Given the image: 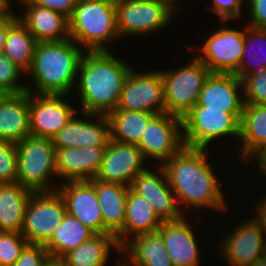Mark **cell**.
Listing matches in <instances>:
<instances>
[{
	"label": "cell",
	"mask_w": 266,
	"mask_h": 266,
	"mask_svg": "<svg viewBox=\"0 0 266 266\" xmlns=\"http://www.w3.org/2000/svg\"><path fill=\"white\" fill-rule=\"evenodd\" d=\"M141 150L132 144L110 140L94 179L131 186L136 175L147 168Z\"/></svg>",
	"instance_id": "obj_16"
},
{
	"label": "cell",
	"mask_w": 266,
	"mask_h": 266,
	"mask_svg": "<svg viewBox=\"0 0 266 266\" xmlns=\"http://www.w3.org/2000/svg\"><path fill=\"white\" fill-rule=\"evenodd\" d=\"M195 106L232 113L240 121L244 107L241 79L232 73H210Z\"/></svg>",
	"instance_id": "obj_19"
},
{
	"label": "cell",
	"mask_w": 266,
	"mask_h": 266,
	"mask_svg": "<svg viewBox=\"0 0 266 266\" xmlns=\"http://www.w3.org/2000/svg\"><path fill=\"white\" fill-rule=\"evenodd\" d=\"M66 213L64 198L58 190L33 192L25 208L21 234L29 244L45 245Z\"/></svg>",
	"instance_id": "obj_9"
},
{
	"label": "cell",
	"mask_w": 266,
	"mask_h": 266,
	"mask_svg": "<svg viewBox=\"0 0 266 266\" xmlns=\"http://www.w3.org/2000/svg\"><path fill=\"white\" fill-rule=\"evenodd\" d=\"M241 222V223H240ZM228 229L221 237L217 251L229 266H251L264 256L266 236L260 225L249 216ZM220 245V246H219ZM222 255V256H221Z\"/></svg>",
	"instance_id": "obj_13"
},
{
	"label": "cell",
	"mask_w": 266,
	"mask_h": 266,
	"mask_svg": "<svg viewBox=\"0 0 266 266\" xmlns=\"http://www.w3.org/2000/svg\"><path fill=\"white\" fill-rule=\"evenodd\" d=\"M244 104H266V69L241 79Z\"/></svg>",
	"instance_id": "obj_36"
},
{
	"label": "cell",
	"mask_w": 266,
	"mask_h": 266,
	"mask_svg": "<svg viewBox=\"0 0 266 266\" xmlns=\"http://www.w3.org/2000/svg\"><path fill=\"white\" fill-rule=\"evenodd\" d=\"M132 67L112 51H86L75 86L80 96L79 112L107 115L116 109Z\"/></svg>",
	"instance_id": "obj_2"
},
{
	"label": "cell",
	"mask_w": 266,
	"mask_h": 266,
	"mask_svg": "<svg viewBox=\"0 0 266 266\" xmlns=\"http://www.w3.org/2000/svg\"><path fill=\"white\" fill-rule=\"evenodd\" d=\"M246 9L249 10L247 26L266 29V0H246Z\"/></svg>",
	"instance_id": "obj_40"
},
{
	"label": "cell",
	"mask_w": 266,
	"mask_h": 266,
	"mask_svg": "<svg viewBox=\"0 0 266 266\" xmlns=\"http://www.w3.org/2000/svg\"><path fill=\"white\" fill-rule=\"evenodd\" d=\"M107 146L56 149V172L59 183L94 179ZM63 179V180H62Z\"/></svg>",
	"instance_id": "obj_21"
},
{
	"label": "cell",
	"mask_w": 266,
	"mask_h": 266,
	"mask_svg": "<svg viewBox=\"0 0 266 266\" xmlns=\"http://www.w3.org/2000/svg\"><path fill=\"white\" fill-rule=\"evenodd\" d=\"M136 146L146 162L155 160L157 166H162L184 146L182 118L168 113L156 114Z\"/></svg>",
	"instance_id": "obj_12"
},
{
	"label": "cell",
	"mask_w": 266,
	"mask_h": 266,
	"mask_svg": "<svg viewBox=\"0 0 266 266\" xmlns=\"http://www.w3.org/2000/svg\"><path fill=\"white\" fill-rule=\"evenodd\" d=\"M65 96L29 93L31 135L52 139L79 112Z\"/></svg>",
	"instance_id": "obj_14"
},
{
	"label": "cell",
	"mask_w": 266,
	"mask_h": 266,
	"mask_svg": "<svg viewBox=\"0 0 266 266\" xmlns=\"http://www.w3.org/2000/svg\"><path fill=\"white\" fill-rule=\"evenodd\" d=\"M154 113L114 109L106 115L110 140L137 145Z\"/></svg>",
	"instance_id": "obj_30"
},
{
	"label": "cell",
	"mask_w": 266,
	"mask_h": 266,
	"mask_svg": "<svg viewBox=\"0 0 266 266\" xmlns=\"http://www.w3.org/2000/svg\"><path fill=\"white\" fill-rule=\"evenodd\" d=\"M188 60L176 70H160L166 113L180 118L197 104L204 82L211 73L196 56Z\"/></svg>",
	"instance_id": "obj_7"
},
{
	"label": "cell",
	"mask_w": 266,
	"mask_h": 266,
	"mask_svg": "<svg viewBox=\"0 0 266 266\" xmlns=\"http://www.w3.org/2000/svg\"><path fill=\"white\" fill-rule=\"evenodd\" d=\"M37 41L18 19L7 31L2 52L25 73L33 61Z\"/></svg>",
	"instance_id": "obj_32"
},
{
	"label": "cell",
	"mask_w": 266,
	"mask_h": 266,
	"mask_svg": "<svg viewBox=\"0 0 266 266\" xmlns=\"http://www.w3.org/2000/svg\"><path fill=\"white\" fill-rule=\"evenodd\" d=\"M240 160L249 158L266 143V104H244L240 120Z\"/></svg>",
	"instance_id": "obj_28"
},
{
	"label": "cell",
	"mask_w": 266,
	"mask_h": 266,
	"mask_svg": "<svg viewBox=\"0 0 266 266\" xmlns=\"http://www.w3.org/2000/svg\"><path fill=\"white\" fill-rule=\"evenodd\" d=\"M252 159V160H251ZM257 163V168H258V176L260 177H265L266 176V143L259 148L246 162V165L250 162L253 161Z\"/></svg>",
	"instance_id": "obj_43"
},
{
	"label": "cell",
	"mask_w": 266,
	"mask_h": 266,
	"mask_svg": "<svg viewBox=\"0 0 266 266\" xmlns=\"http://www.w3.org/2000/svg\"><path fill=\"white\" fill-rule=\"evenodd\" d=\"M16 145L17 183L31 192L58 189L56 148L51 139L29 135ZM55 177V179H53ZM57 184L54 185V181Z\"/></svg>",
	"instance_id": "obj_5"
},
{
	"label": "cell",
	"mask_w": 266,
	"mask_h": 266,
	"mask_svg": "<svg viewBox=\"0 0 266 266\" xmlns=\"http://www.w3.org/2000/svg\"><path fill=\"white\" fill-rule=\"evenodd\" d=\"M191 217L187 218V215H184L178 220L163 221L157 229L173 266H198L199 261L203 259L200 256L201 247L197 240V229L191 223L194 217Z\"/></svg>",
	"instance_id": "obj_18"
},
{
	"label": "cell",
	"mask_w": 266,
	"mask_h": 266,
	"mask_svg": "<svg viewBox=\"0 0 266 266\" xmlns=\"http://www.w3.org/2000/svg\"><path fill=\"white\" fill-rule=\"evenodd\" d=\"M57 190L64 198L68 214L76 217L94 234L103 233L101 208L91 181L59 183Z\"/></svg>",
	"instance_id": "obj_20"
},
{
	"label": "cell",
	"mask_w": 266,
	"mask_h": 266,
	"mask_svg": "<svg viewBox=\"0 0 266 266\" xmlns=\"http://www.w3.org/2000/svg\"><path fill=\"white\" fill-rule=\"evenodd\" d=\"M209 156L208 149L183 146L162 165L178 205L185 215L190 208H194L196 214L197 210L205 208L209 211L214 209L215 213L217 210L222 213L228 211L227 194L222 191V180L216 175L217 171L214 170Z\"/></svg>",
	"instance_id": "obj_1"
},
{
	"label": "cell",
	"mask_w": 266,
	"mask_h": 266,
	"mask_svg": "<svg viewBox=\"0 0 266 266\" xmlns=\"http://www.w3.org/2000/svg\"><path fill=\"white\" fill-rule=\"evenodd\" d=\"M162 222L152 204L129 188L124 226L115 237L121 247L131 237L157 231Z\"/></svg>",
	"instance_id": "obj_24"
},
{
	"label": "cell",
	"mask_w": 266,
	"mask_h": 266,
	"mask_svg": "<svg viewBox=\"0 0 266 266\" xmlns=\"http://www.w3.org/2000/svg\"><path fill=\"white\" fill-rule=\"evenodd\" d=\"M260 197L255 199L257 202H254L252 211L255 210L256 214L253 213L251 217L260 225L266 236V194Z\"/></svg>",
	"instance_id": "obj_42"
},
{
	"label": "cell",
	"mask_w": 266,
	"mask_h": 266,
	"mask_svg": "<svg viewBox=\"0 0 266 266\" xmlns=\"http://www.w3.org/2000/svg\"><path fill=\"white\" fill-rule=\"evenodd\" d=\"M94 233L76 217L66 213L63 221L44 245L51 259H60L67 252L76 249Z\"/></svg>",
	"instance_id": "obj_31"
},
{
	"label": "cell",
	"mask_w": 266,
	"mask_h": 266,
	"mask_svg": "<svg viewBox=\"0 0 266 266\" xmlns=\"http://www.w3.org/2000/svg\"><path fill=\"white\" fill-rule=\"evenodd\" d=\"M85 50L72 39L37 42L33 61L25 75L33 80L26 91L35 94H74L78 69ZM35 88V89H34ZM74 91V92H73Z\"/></svg>",
	"instance_id": "obj_3"
},
{
	"label": "cell",
	"mask_w": 266,
	"mask_h": 266,
	"mask_svg": "<svg viewBox=\"0 0 266 266\" xmlns=\"http://www.w3.org/2000/svg\"><path fill=\"white\" fill-rule=\"evenodd\" d=\"M154 167L157 171L146 168L138 173L130 188L152 204L156 215L162 221L178 220L185 214L178 205L176 196L168 183L164 168L157 165Z\"/></svg>",
	"instance_id": "obj_15"
},
{
	"label": "cell",
	"mask_w": 266,
	"mask_h": 266,
	"mask_svg": "<svg viewBox=\"0 0 266 266\" xmlns=\"http://www.w3.org/2000/svg\"><path fill=\"white\" fill-rule=\"evenodd\" d=\"M115 7L120 38L134 39L168 28L181 6L174 1L117 0Z\"/></svg>",
	"instance_id": "obj_6"
},
{
	"label": "cell",
	"mask_w": 266,
	"mask_h": 266,
	"mask_svg": "<svg viewBox=\"0 0 266 266\" xmlns=\"http://www.w3.org/2000/svg\"><path fill=\"white\" fill-rule=\"evenodd\" d=\"M24 7L18 19L37 42L62 41L69 38L68 18L63 14L32 3L19 0Z\"/></svg>",
	"instance_id": "obj_22"
},
{
	"label": "cell",
	"mask_w": 266,
	"mask_h": 266,
	"mask_svg": "<svg viewBox=\"0 0 266 266\" xmlns=\"http://www.w3.org/2000/svg\"><path fill=\"white\" fill-rule=\"evenodd\" d=\"M120 246L111 233L92 235L76 249L63 255L59 260L64 266H106L110 261L111 251L120 254Z\"/></svg>",
	"instance_id": "obj_27"
},
{
	"label": "cell",
	"mask_w": 266,
	"mask_h": 266,
	"mask_svg": "<svg viewBox=\"0 0 266 266\" xmlns=\"http://www.w3.org/2000/svg\"><path fill=\"white\" fill-rule=\"evenodd\" d=\"M121 254L133 266H173L158 231L131 237L121 246Z\"/></svg>",
	"instance_id": "obj_26"
},
{
	"label": "cell",
	"mask_w": 266,
	"mask_h": 266,
	"mask_svg": "<svg viewBox=\"0 0 266 266\" xmlns=\"http://www.w3.org/2000/svg\"><path fill=\"white\" fill-rule=\"evenodd\" d=\"M26 74L3 52H0V89L8 94H18L26 91V84L20 78Z\"/></svg>",
	"instance_id": "obj_34"
},
{
	"label": "cell",
	"mask_w": 266,
	"mask_h": 266,
	"mask_svg": "<svg viewBox=\"0 0 266 266\" xmlns=\"http://www.w3.org/2000/svg\"><path fill=\"white\" fill-rule=\"evenodd\" d=\"M120 258V260L118 261V259H117V262L118 263H116V265H114V266H133L131 263H129L128 261L126 262L125 261V258H123L122 260H121V257H119Z\"/></svg>",
	"instance_id": "obj_48"
},
{
	"label": "cell",
	"mask_w": 266,
	"mask_h": 266,
	"mask_svg": "<svg viewBox=\"0 0 266 266\" xmlns=\"http://www.w3.org/2000/svg\"><path fill=\"white\" fill-rule=\"evenodd\" d=\"M8 95L7 92H5L4 90L0 89V104L1 102L5 99V97Z\"/></svg>",
	"instance_id": "obj_49"
},
{
	"label": "cell",
	"mask_w": 266,
	"mask_h": 266,
	"mask_svg": "<svg viewBox=\"0 0 266 266\" xmlns=\"http://www.w3.org/2000/svg\"><path fill=\"white\" fill-rule=\"evenodd\" d=\"M184 146L209 149L210 144L222 137H240V121L222 110L194 106L182 118Z\"/></svg>",
	"instance_id": "obj_8"
},
{
	"label": "cell",
	"mask_w": 266,
	"mask_h": 266,
	"mask_svg": "<svg viewBox=\"0 0 266 266\" xmlns=\"http://www.w3.org/2000/svg\"><path fill=\"white\" fill-rule=\"evenodd\" d=\"M251 266H266V257L263 256L260 259L256 260Z\"/></svg>",
	"instance_id": "obj_47"
},
{
	"label": "cell",
	"mask_w": 266,
	"mask_h": 266,
	"mask_svg": "<svg viewBox=\"0 0 266 266\" xmlns=\"http://www.w3.org/2000/svg\"><path fill=\"white\" fill-rule=\"evenodd\" d=\"M18 20V18H8L0 20V52H2L8 29Z\"/></svg>",
	"instance_id": "obj_45"
},
{
	"label": "cell",
	"mask_w": 266,
	"mask_h": 266,
	"mask_svg": "<svg viewBox=\"0 0 266 266\" xmlns=\"http://www.w3.org/2000/svg\"><path fill=\"white\" fill-rule=\"evenodd\" d=\"M29 135V92L8 94L0 104V140L17 144Z\"/></svg>",
	"instance_id": "obj_23"
},
{
	"label": "cell",
	"mask_w": 266,
	"mask_h": 266,
	"mask_svg": "<svg viewBox=\"0 0 266 266\" xmlns=\"http://www.w3.org/2000/svg\"><path fill=\"white\" fill-rule=\"evenodd\" d=\"M155 1H173V0H155Z\"/></svg>",
	"instance_id": "obj_51"
},
{
	"label": "cell",
	"mask_w": 266,
	"mask_h": 266,
	"mask_svg": "<svg viewBox=\"0 0 266 266\" xmlns=\"http://www.w3.org/2000/svg\"><path fill=\"white\" fill-rule=\"evenodd\" d=\"M245 25V47L239 68L234 73L240 79L266 69V29Z\"/></svg>",
	"instance_id": "obj_33"
},
{
	"label": "cell",
	"mask_w": 266,
	"mask_h": 266,
	"mask_svg": "<svg viewBox=\"0 0 266 266\" xmlns=\"http://www.w3.org/2000/svg\"><path fill=\"white\" fill-rule=\"evenodd\" d=\"M78 113L51 139L56 149L107 146L110 141L106 115ZM94 120V121H93Z\"/></svg>",
	"instance_id": "obj_17"
},
{
	"label": "cell",
	"mask_w": 266,
	"mask_h": 266,
	"mask_svg": "<svg viewBox=\"0 0 266 266\" xmlns=\"http://www.w3.org/2000/svg\"><path fill=\"white\" fill-rule=\"evenodd\" d=\"M221 24L197 47L199 54L196 57L211 73L234 74L245 47V29L228 27L227 21H221Z\"/></svg>",
	"instance_id": "obj_10"
},
{
	"label": "cell",
	"mask_w": 266,
	"mask_h": 266,
	"mask_svg": "<svg viewBox=\"0 0 266 266\" xmlns=\"http://www.w3.org/2000/svg\"><path fill=\"white\" fill-rule=\"evenodd\" d=\"M107 1H110V2H116L117 0H107Z\"/></svg>",
	"instance_id": "obj_52"
},
{
	"label": "cell",
	"mask_w": 266,
	"mask_h": 266,
	"mask_svg": "<svg viewBox=\"0 0 266 266\" xmlns=\"http://www.w3.org/2000/svg\"><path fill=\"white\" fill-rule=\"evenodd\" d=\"M49 259L44 245L28 244L12 266H44Z\"/></svg>",
	"instance_id": "obj_39"
},
{
	"label": "cell",
	"mask_w": 266,
	"mask_h": 266,
	"mask_svg": "<svg viewBox=\"0 0 266 266\" xmlns=\"http://www.w3.org/2000/svg\"><path fill=\"white\" fill-rule=\"evenodd\" d=\"M13 183H17L16 145L0 140V184Z\"/></svg>",
	"instance_id": "obj_37"
},
{
	"label": "cell",
	"mask_w": 266,
	"mask_h": 266,
	"mask_svg": "<svg viewBox=\"0 0 266 266\" xmlns=\"http://www.w3.org/2000/svg\"><path fill=\"white\" fill-rule=\"evenodd\" d=\"M264 256L266 257V242H265Z\"/></svg>",
	"instance_id": "obj_50"
},
{
	"label": "cell",
	"mask_w": 266,
	"mask_h": 266,
	"mask_svg": "<svg viewBox=\"0 0 266 266\" xmlns=\"http://www.w3.org/2000/svg\"><path fill=\"white\" fill-rule=\"evenodd\" d=\"M44 266H64L59 259H49Z\"/></svg>",
	"instance_id": "obj_46"
},
{
	"label": "cell",
	"mask_w": 266,
	"mask_h": 266,
	"mask_svg": "<svg viewBox=\"0 0 266 266\" xmlns=\"http://www.w3.org/2000/svg\"><path fill=\"white\" fill-rule=\"evenodd\" d=\"M68 22L69 38L85 51H110V45L121 39L115 2L78 0Z\"/></svg>",
	"instance_id": "obj_4"
},
{
	"label": "cell",
	"mask_w": 266,
	"mask_h": 266,
	"mask_svg": "<svg viewBox=\"0 0 266 266\" xmlns=\"http://www.w3.org/2000/svg\"><path fill=\"white\" fill-rule=\"evenodd\" d=\"M32 3L59 12L68 19L78 0H30Z\"/></svg>",
	"instance_id": "obj_41"
},
{
	"label": "cell",
	"mask_w": 266,
	"mask_h": 266,
	"mask_svg": "<svg viewBox=\"0 0 266 266\" xmlns=\"http://www.w3.org/2000/svg\"><path fill=\"white\" fill-rule=\"evenodd\" d=\"M245 2V0H212L211 5L207 4L206 8L218 16V21L234 22L239 21L241 17L245 20V16L242 15Z\"/></svg>",
	"instance_id": "obj_38"
},
{
	"label": "cell",
	"mask_w": 266,
	"mask_h": 266,
	"mask_svg": "<svg viewBox=\"0 0 266 266\" xmlns=\"http://www.w3.org/2000/svg\"><path fill=\"white\" fill-rule=\"evenodd\" d=\"M94 186L103 218V233L116 236L124 226L125 207L130 186L90 180Z\"/></svg>",
	"instance_id": "obj_25"
},
{
	"label": "cell",
	"mask_w": 266,
	"mask_h": 266,
	"mask_svg": "<svg viewBox=\"0 0 266 266\" xmlns=\"http://www.w3.org/2000/svg\"><path fill=\"white\" fill-rule=\"evenodd\" d=\"M32 193L20 183L0 185V231L21 233L25 208Z\"/></svg>",
	"instance_id": "obj_29"
},
{
	"label": "cell",
	"mask_w": 266,
	"mask_h": 266,
	"mask_svg": "<svg viewBox=\"0 0 266 266\" xmlns=\"http://www.w3.org/2000/svg\"><path fill=\"white\" fill-rule=\"evenodd\" d=\"M12 0H0V20L8 18H18L15 11H12Z\"/></svg>",
	"instance_id": "obj_44"
},
{
	"label": "cell",
	"mask_w": 266,
	"mask_h": 266,
	"mask_svg": "<svg viewBox=\"0 0 266 266\" xmlns=\"http://www.w3.org/2000/svg\"><path fill=\"white\" fill-rule=\"evenodd\" d=\"M28 244L21 233L0 231V266H12Z\"/></svg>",
	"instance_id": "obj_35"
},
{
	"label": "cell",
	"mask_w": 266,
	"mask_h": 266,
	"mask_svg": "<svg viewBox=\"0 0 266 266\" xmlns=\"http://www.w3.org/2000/svg\"><path fill=\"white\" fill-rule=\"evenodd\" d=\"M116 109L154 114L166 113L164 83L160 70L143 73L132 67L123 84Z\"/></svg>",
	"instance_id": "obj_11"
}]
</instances>
